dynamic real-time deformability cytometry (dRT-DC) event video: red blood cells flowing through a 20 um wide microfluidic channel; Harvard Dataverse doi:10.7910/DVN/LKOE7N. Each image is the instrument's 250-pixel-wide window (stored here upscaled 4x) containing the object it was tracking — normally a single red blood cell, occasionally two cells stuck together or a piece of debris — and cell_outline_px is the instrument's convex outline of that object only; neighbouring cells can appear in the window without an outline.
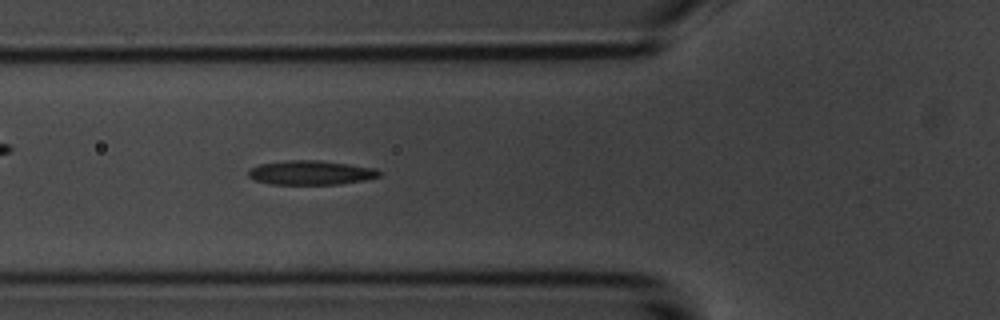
{"species": "common noctule bat (a hibernating species)", "species_latin": "Nyctalus noctula", "temperature_condition": "room temperature", "stored_images_in_passage": 5, "camera_frame_rate_fps": 3000, "um_per_image_px": 0.085, "animal": {"sex": "male", "body_mass_g": 20.1, "forearm_length_mm": 53.5}, "frame": {"image": 1, "passage_image": 5, "time_ms": 4.667, "image_size_px": [1000, 320], "cell_outline_px": [[380, 176], [364, 180], [340, 184], [268, 184], [252, 180], [248, 176], [248, 168], [260, 164], [288, 160], [320, 160], [376, 168], [380, 172]], "centroid_in_image_um": [26.37, 14.68], "position_along_channel_um": 99.4, "area_um2": 18.61}}